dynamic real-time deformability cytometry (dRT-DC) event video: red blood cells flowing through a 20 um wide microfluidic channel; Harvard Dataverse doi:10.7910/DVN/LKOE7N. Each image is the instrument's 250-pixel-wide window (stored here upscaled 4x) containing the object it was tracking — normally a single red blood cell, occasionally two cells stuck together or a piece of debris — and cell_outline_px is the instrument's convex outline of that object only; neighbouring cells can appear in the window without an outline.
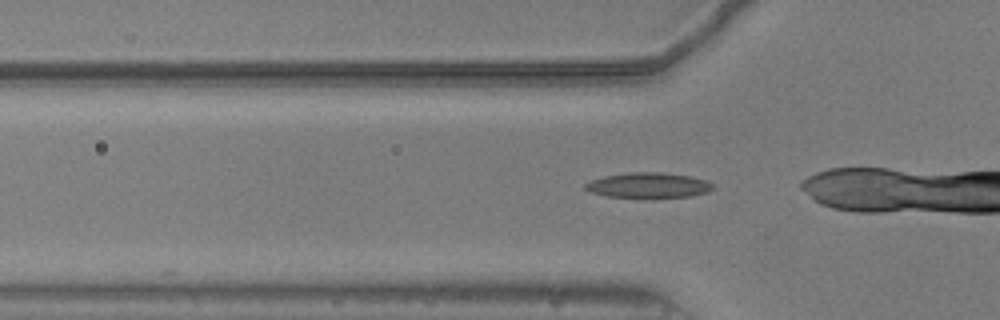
{"species": "common noctule bat (a hibernating species)", "species_latin": "Nyctalus noctula", "temperature_condition": "warm", "stored_images_in_passage": 29, "camera_frame_rate_fps": 3000, "um_per_image_px": 0.085, "animal": {"sex": "male", "body_mass_g": 20.5, "forearm_length_mm": 52.5}, "frame": {"image": 1, "passage_image": 5, "time_ms": 1.333, "image_size_px": [1000, 320], "cell_outline_px": [[716, 188], [708, 192], [688, 196], [608, 196], [592, 192], [584, 188], [584, 184], [592, 180], [604, 176], [628, 172], [660, 172], [688, 176], [708, 180]], "centroid_in_image_um": [55.14, 15.72], "position_along_channel_um": 70.7, "area_um2": 18.26}}